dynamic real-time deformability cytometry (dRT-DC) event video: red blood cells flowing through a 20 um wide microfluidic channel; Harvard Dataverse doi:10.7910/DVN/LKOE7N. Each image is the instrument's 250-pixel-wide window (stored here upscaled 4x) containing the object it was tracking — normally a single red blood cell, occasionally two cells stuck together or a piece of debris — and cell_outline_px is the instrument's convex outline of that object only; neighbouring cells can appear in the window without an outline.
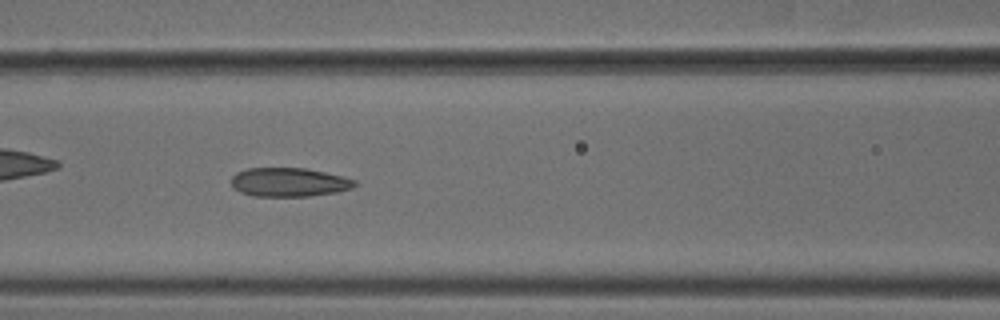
{"species": "common noctule bat (a hibernating species)", "species_latin": "Nyctalus noctula", "temperature_condition": "cold", "stored_images_in_passage": 51, "camera_frame_rate_fps": 3000, "um_per_image_px": 0.085, "animal": {"sex": "male", "body_mass_g": 18.8}, "frame": {"image": 1, "passage_image": 21, "time_ms": 6.667, "image_size_px": [1000, 320], "cell_outline_px": [[356, 184], [352, 188], [336, 192], [308, 196], [252, 196], [240, 192], [232, 184], [232, 176], [236, 172], [248, 168], [304, 168], [344, 176], [356, 180]], "centroid_in_image_um": [24.57, 15.48], "position_along_channel_um": 142.0, "area_um2": 20.69}}
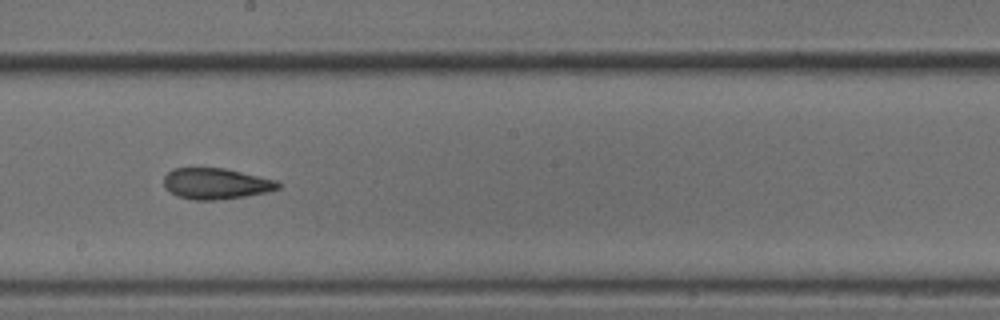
{"frame": {"image": 2, "passage_image": 28, "time_ms": 9.0, "image_size_px": [1000, 320], "cell_outline_px": [[280, 188], [268, 192], [244, 196], [216, 200], [192, 200], [180, 196], [164, 188], [164, 176], [172, 168], [224, 168], [276, 180], [280, 184]], "centroid_in_image_um": [18.35, 15.61], "position_along_channel_um": 229.9, "area_um2": 20.52}}
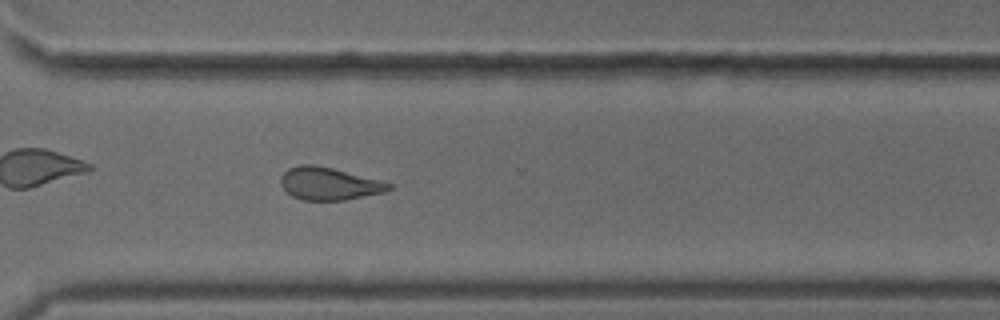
{"frame": {"image": 3, "passage_image": 37, "time_ms": 12.0, "image_size_px": [1000, 320], "cell_outline_px": [[392, 188], [384, 192], [344, 200], [300, 200], [292, 196], [280, 184], [280, 176], [288, 168], [300, 164], [312, 164], [332, 168], [380, 180], [392, 184]], "centroid_in_image_um": [27.94, 15.61], "position_along_channel_um": 342.7, "area_um2": 20.46}, "authors_computed_cell_mechanics": {"area_um2": 21.2126, "velocity_mm_per_s": 3.7636, "shape_relaxation_time_tau1_ms": null, "shape_relaxation_time_tau2_ms": 2.949, "deformation_change_tau1": null, "deformation_change_tau2": 0.0919}}